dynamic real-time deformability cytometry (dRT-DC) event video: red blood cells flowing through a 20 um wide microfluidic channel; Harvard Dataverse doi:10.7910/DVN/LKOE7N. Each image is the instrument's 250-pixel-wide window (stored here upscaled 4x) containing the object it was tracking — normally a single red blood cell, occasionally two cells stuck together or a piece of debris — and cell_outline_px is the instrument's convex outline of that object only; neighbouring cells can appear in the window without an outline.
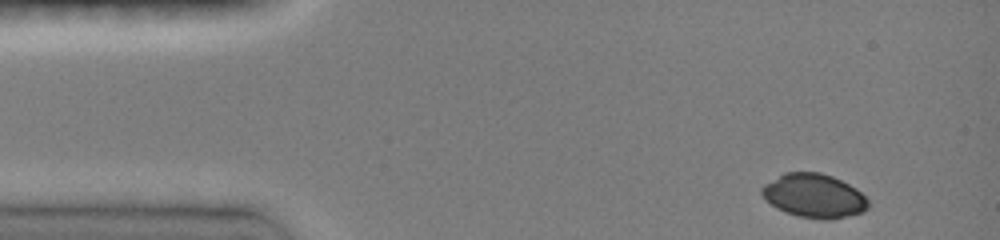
{"species": "common noctule bat (a hibernating species)", "species_latin": "Nyctalus noctula", "temperature_condition": "room temperature", "stored_images_in_passage": 4, "camera_frame_rate_fps": 3000, "um_per_image_px": 0.085, "animal": {"sex": "female", "body_mass_g": 19.0, "forearm_length_mm": 51.5}, "frame": {"image": 1, "passage_image": 1, "time_ms": 0.0, "image_size_px": [1000, 240], "cell_outline_px": [[868, 208], [864, 212], [828, 220], [824, 220], [796, 216], [784, 212], [776, 208], [760, 192], [760, 188], [764, 184], [784, 172], [820, 172], [832, 176], [856, 188], [868, 200]], "centroid_in_image_um": [69.18, 16.64], "position_along_channel_um": 15.8, "area_um2": 27.22}}